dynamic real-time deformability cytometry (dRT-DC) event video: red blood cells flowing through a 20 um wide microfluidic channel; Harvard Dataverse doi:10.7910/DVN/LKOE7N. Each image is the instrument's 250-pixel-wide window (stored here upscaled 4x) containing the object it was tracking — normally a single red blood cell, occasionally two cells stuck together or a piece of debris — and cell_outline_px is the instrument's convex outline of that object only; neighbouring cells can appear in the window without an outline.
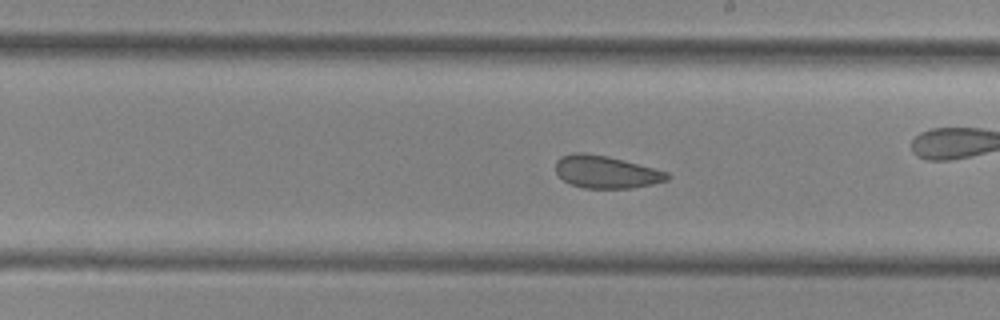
{"species": "common noctule bat (a hibernating species)", "species_latin": "Nyctalus noctula", "temperature_condition": "cold", "stored_images_in_passage": 38, "camera_frame_rate_fps": 3000, "um_per_image_px": 0.085, "animal": {"sex": "female", "body_mass_g": 29.2, "forearm_length_mm": 56.3}, "frame": {"image": 1, "passage_image": 17, "time_ms": 5.333, "image_size_px": [1000, 320], "cell_outline_px": [[672, 176], [668, 180], [652, 184], [632, 188], [584, 188], [572, 184], [564, 180], [556, 172], [556, 160], [560, 156], [572, 152], [584, 152], [608, 156], [624, 160], [668, 172]], "centroid_in_image_um": [51.52, 14.6], "position_along_channel_um": 237.5, "area_um2": 21.21}}